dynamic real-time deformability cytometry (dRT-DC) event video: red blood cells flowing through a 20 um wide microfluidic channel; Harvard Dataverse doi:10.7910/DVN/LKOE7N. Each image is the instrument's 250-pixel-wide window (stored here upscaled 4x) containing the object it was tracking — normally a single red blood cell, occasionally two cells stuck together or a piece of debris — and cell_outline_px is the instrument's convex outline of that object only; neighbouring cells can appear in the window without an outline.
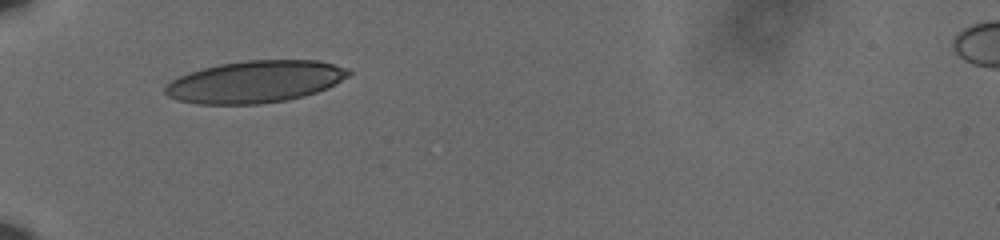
{"species": "human", "species_latin": "Homo sapiens", "temperature_condition": "cold", "stored_images_in_passage": 31, "camera_frame_rate_fps": 3000, "um_per_image_px": 0.085, "donor": {"sex": "male"}, "frame": {"image": 1, "passage_image": 1, "time_ms": 0.0, "image_size_px": [1000, 240], "cell_outline_px": [[352, 72], [348, 76], [328, 88], [304, 96], [288, 100], [260, 104], [196, 104], [176, 100], [168, 96], [164, 92], [164, 88], [172, 80], [188, 72], [220, 64], [244, 60], [316, 60], [348, 68]], "centroid_in_image_um": [21.68, 6.95], "position_along_channel_um": 63.3, "area_um2": 44.97}}
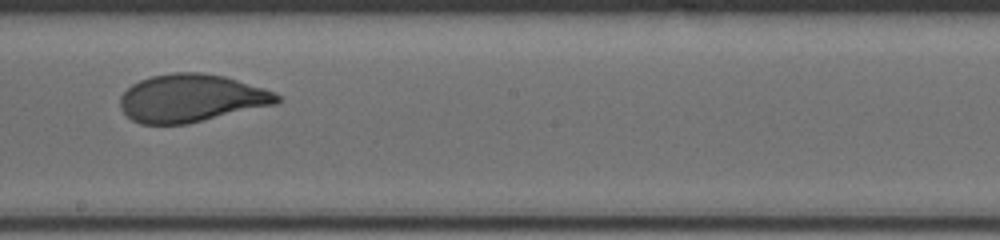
{"frame": {"image": 2, "passage_image": 16, "time_ms": 5.0, "image_size_px": [1000, 240], "cell_outline_px": [[280, 100], [276, 104], [188, 124], [140, 124], [132, 120], [120, 108], [120, 96], [132, 84], [140, 80], [152, 76], [172, 72], [204, 72], [224, 76], [264, 88], [276, 92], [280, 96]], "centroid_in_image_um": [16.26, 8.34], "position_along_channel_um": 231.9, "area_um2": 43.81}}
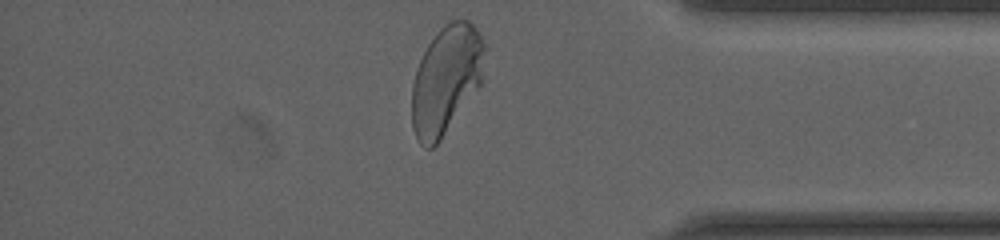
{"frame": {"image": 3, "passage_image": 31, "time_ms": 10.0, "image_size_px": [1000, 240], "cell_outline_px": [[484, 48], [480, 84], [440, 140], [432, 148], [424, 148], [420, 144], [412, 128], [412, 84], [416, 68], [428, 44], [440, 28], [452, 20], [468, 20], [480, 32], [484, 44]], "centroid_in_image_um": [37.88, 6.78], "position_along_channel_um": 397.3, "area_um2": 45.32}, "authors_computed_cell_mechanics": {"area_um2": 44.2748, "velocity_mm_per_s": 3.5939, "shape_relaxation_time_tau1_ms": 5.0166, "shape_relaxation_time_tau2_ms": null, "deformation_change_tau1": 0.1925, "deformation_change_tau2": null}}